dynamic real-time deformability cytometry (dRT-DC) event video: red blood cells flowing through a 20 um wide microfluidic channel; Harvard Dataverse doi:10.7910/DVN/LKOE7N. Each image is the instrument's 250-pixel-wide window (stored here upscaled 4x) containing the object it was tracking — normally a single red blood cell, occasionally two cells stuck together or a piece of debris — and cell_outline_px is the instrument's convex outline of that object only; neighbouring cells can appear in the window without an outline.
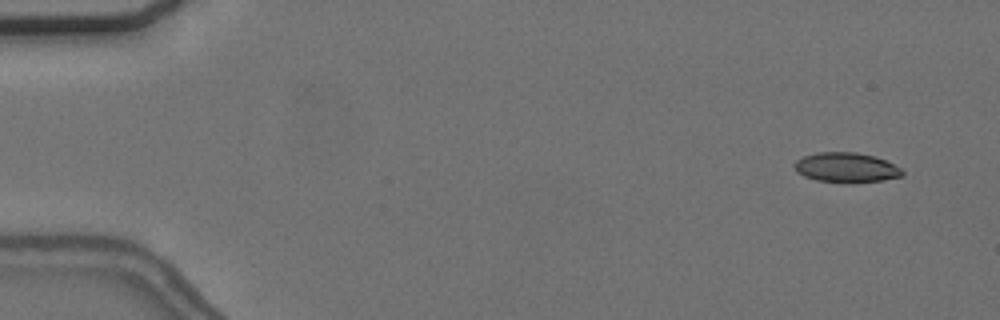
{"species": "common noctule bat (a hibernating species)", "species_latin": "Nyctalus noctula", "temperature_condition": "cold", "stored_images_in_passage": 56, "camera_frame_rate_fps": 3000, "um_per_image_px": 0.085, "animal": {"sex": "female", "body_mass_g": 24.6, "forearm_length_mm": 56.2}, "frame": {"image": 1, "passage_image": 4, "time_ms": 1.0, "image_size_px": [1000, 320], "cell_outline_px": [[904, 176], [884, 180], [816, 180], [804, 176], [796, 172], [792, 164], [796, 160], [804, 156], [816, 152], [856, 152], [876, 156], [900, 168], [904, 172]], "centroid_in_image_um": [71.89, 14.19], "position_along_channel_um": 13.1, "area_um2": 18.15}}
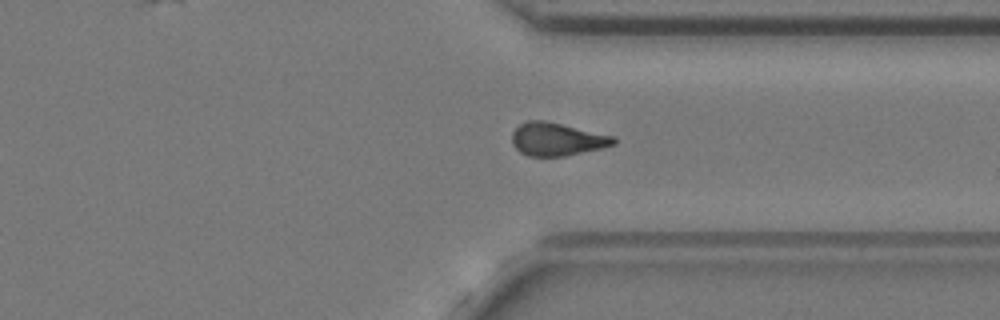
{"frame": {"image": 2, "passage_image": 43, "time_ms": 14.0, "image_size_px": [1000, 320], "cell_outline_px": [[616, 144], [600, 148], [564, 156], [528, 156], [520, 152], [512, 144], [512, 132], [520, 124], [528, 120], [544, 120], [616, 136]], "centroid_in_image_um": [47.34, 11.82], "position_along_channel_um": 364.1, "area_um2": 19.54}}
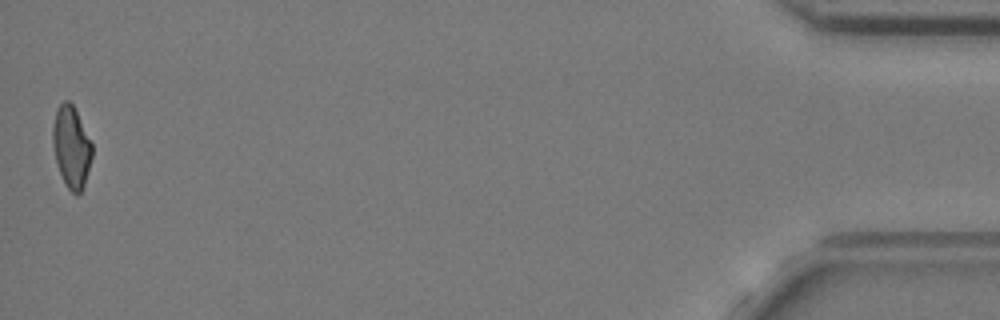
{"frame": {"image": 3, "passage_image": 56, "time_ms": 18.333, "image_size_px": [1000, 320], "cell_outline_px": [[92, 156], [84, 184], [80, 192], [76, 196], [68, 188], [60, 172], [56, 160], [52, 144], [52, 128], [56, 108], [64, 100], [68, 100], [72, 104], [92, 144]], "centroid_in_image_um": [6.05, 12.47], "position_along_channel_um": 429.2, "area_um2": 18.38}, "authors_computed_cell_mechanics": {"area_um2": 19.5653, "velocity_mm_per_s": 3.6848, "shape_relaxation_time_tau1_ms": null, "shape_relaxation_time_tau2_ms": 2.7534, "deformation_change_tau1": null, "deformation_change_tau2": 0.0908}}